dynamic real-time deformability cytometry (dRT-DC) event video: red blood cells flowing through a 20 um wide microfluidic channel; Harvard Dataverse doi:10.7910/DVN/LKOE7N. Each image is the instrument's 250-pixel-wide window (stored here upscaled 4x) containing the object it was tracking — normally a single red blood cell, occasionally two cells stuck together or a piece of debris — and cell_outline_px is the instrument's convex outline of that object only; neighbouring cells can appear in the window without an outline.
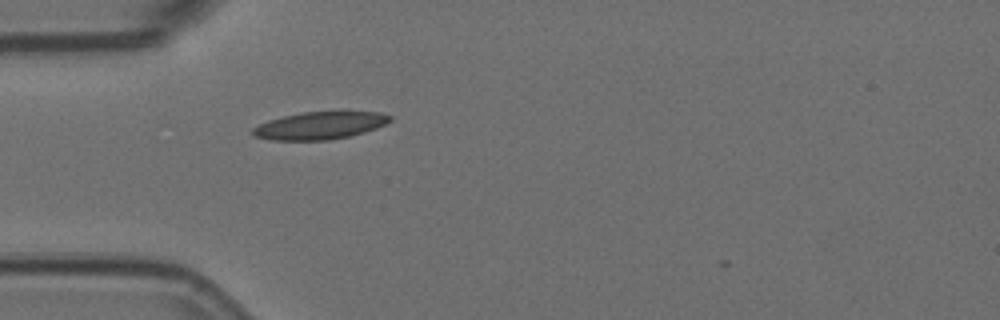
{"species": "Egyptian fruit bat (a non-hibernating species)", "species_latin": "Rousettus aegyptiacus", "temperature_condition": "room temperature", "stored_images_in_passage": 1, "camera_frame_rate_fps": 3000, "um_per_image_px": 0.085, "animal": {"sex": "female"}, "frame": {"image": 1, "passage_image": 1, "time_ms": 0.0, "image_size_px": [1000, 320], "cell_outline_px": [[392, 120], [376, 128], [364, 132], [348, 136], [328, 140], [272, 140], [252, 136], [252, 128], [268, 120], [300, 112], [380, 112], [392, 116]], "centroid_in_image_um": [27.16, 10.67], "position_along_channel_um": 57.8, "area_um2": 21.85}}